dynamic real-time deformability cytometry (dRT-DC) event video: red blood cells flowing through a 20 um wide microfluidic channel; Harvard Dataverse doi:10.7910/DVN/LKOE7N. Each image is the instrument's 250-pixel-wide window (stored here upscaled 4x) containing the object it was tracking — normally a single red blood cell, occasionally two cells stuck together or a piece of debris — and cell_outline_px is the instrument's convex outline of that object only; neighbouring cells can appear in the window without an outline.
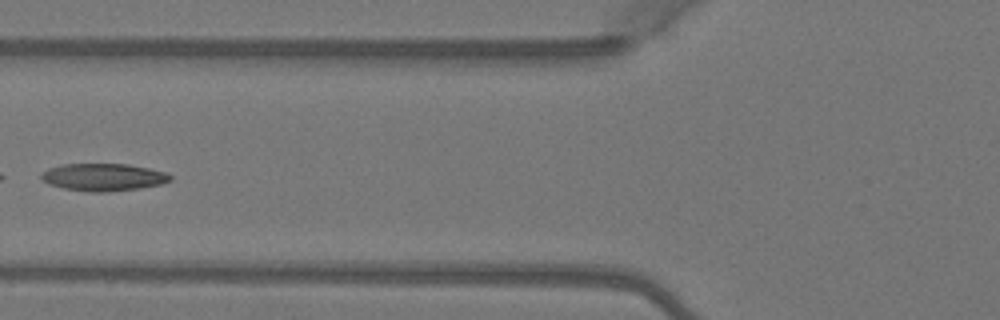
{"species": "Egyptian fruit bat (a non-hibernating species)", "species_latin": "Rousettus aegyptiacus", "temperature_condition": "warm", "stored_images_in_passage": 6, "camera_frame_rate_fps": 3000, "um_per_image_px": 0.085, "animal": {"sex": "female"}, "frame": {"image": 1, "passage_image": 5, "time_ms": 1.333, "image_size_px": [1000, 320], "cell_outline_px": [[172, 180], [164, 184], [140, 188], [108, 192], [88, 192], [64, 188], [48, 184], [40, 176], [40, 172], [48, 168], [60, 164], [128, 164], [148, 168], [164, 172], [172, 176]], "centroid_in_image_um": [8.78, 15.06], "position_along_channel_um": 117.0, "area_um2": 20.81}}
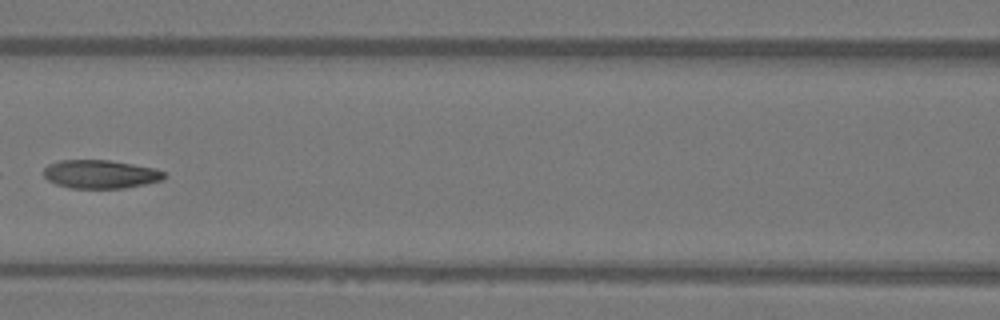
{"frame": {"image": 2, "passage_image": 6, "time_ms": 1.667, "image_size_px": [1000, 320], "cell_outline_px": [[168, 176], [164, 180], [124, 188], [72, 188], [56, 184], [48, 180], [44, 176], [44, 168], [48, 164], [60, 160], [108, 160], [132, 164], [152, 168], [164, 172]], "centroid_in_image_um": [8.54, 14.8], "position_along_channel_um": 158.1, "area_um2": 19.94}}